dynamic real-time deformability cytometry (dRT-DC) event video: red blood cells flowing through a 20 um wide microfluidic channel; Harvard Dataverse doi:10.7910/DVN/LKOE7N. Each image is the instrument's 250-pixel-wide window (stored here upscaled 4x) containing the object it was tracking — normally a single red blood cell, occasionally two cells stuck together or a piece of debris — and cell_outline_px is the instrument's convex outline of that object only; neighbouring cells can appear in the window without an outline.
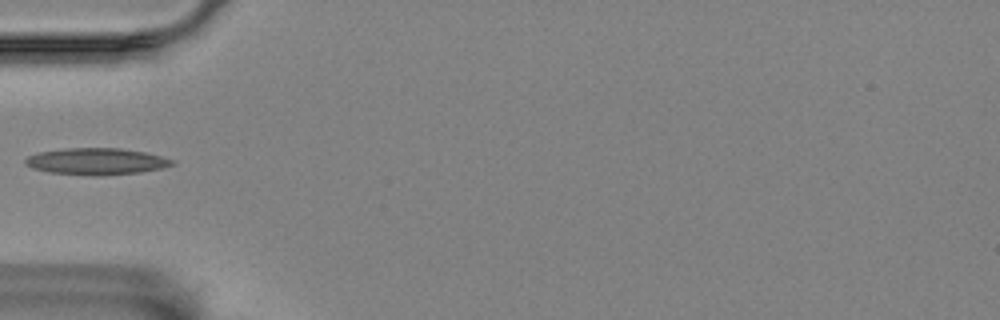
{"species": "Egyptian fruit bat (a non-hibernating species)", "species_latin": "Rousettus aegyptiacus", "temperature_condition": "room temperature", "stored_images_in_passage": 4, "camera_frame_rate_fps": 3000, "um_per_image_px": 0.085, "animal": {"sex": "female"}, "frame": {"image": 1, "passage_image": 4, "time_ms": 3.667, "image_size_px": [1000, 320], "cell_outline_px": [[176, 164], [164, 168], [140, 172], [100, 176], [92, 176], [48, 172], [32, 168], [24, 160], [28, 156], [40, 152], [64, 148], [120, 148], [144, 152], [176, 160]], "centroid_in_image_um": [8.24, 13.72], "position_along_channel_um": 76.8, "area_um2": 22.89}}